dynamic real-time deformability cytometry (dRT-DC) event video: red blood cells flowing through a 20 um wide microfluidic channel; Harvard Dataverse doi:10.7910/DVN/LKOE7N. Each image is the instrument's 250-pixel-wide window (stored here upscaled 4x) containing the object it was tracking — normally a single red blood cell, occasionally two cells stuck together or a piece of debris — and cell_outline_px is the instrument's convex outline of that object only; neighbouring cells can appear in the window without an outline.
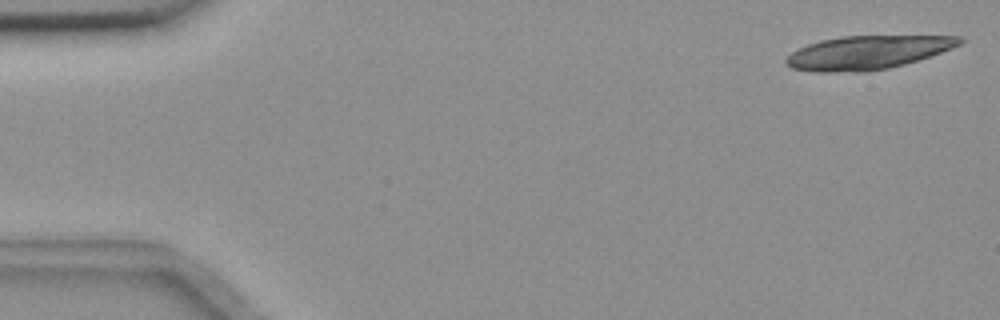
{"species": "common noctule bat (a hibernating species)", "species_latin": "Nyctalus noctula", "temperature_condition": "room temperature", "stored_images_in_passage": 19, "camera_frame_rate_fps": 3000, "um_per_image_px": 0.085, "animal": {"sex": "female", "body_mass_g": 18.4}, "frame": {"image": 1, "passage_image": 1, "time_ms": 0.0, "image_size_px": [1000, 320], "cell_outline_px": [[968, 40], [952, 48], [904, 64], [888, 68], [864, 72], [816, 72], [792, 68], [784, 64], [784, 60], [792, 52], [808, 44], [820, 40], [840, 36], [960, 36]], "centroid_in_image_um": [73.71, 4.46], "position_along_channel_um": 11.3, "area_um2": 33.87}}